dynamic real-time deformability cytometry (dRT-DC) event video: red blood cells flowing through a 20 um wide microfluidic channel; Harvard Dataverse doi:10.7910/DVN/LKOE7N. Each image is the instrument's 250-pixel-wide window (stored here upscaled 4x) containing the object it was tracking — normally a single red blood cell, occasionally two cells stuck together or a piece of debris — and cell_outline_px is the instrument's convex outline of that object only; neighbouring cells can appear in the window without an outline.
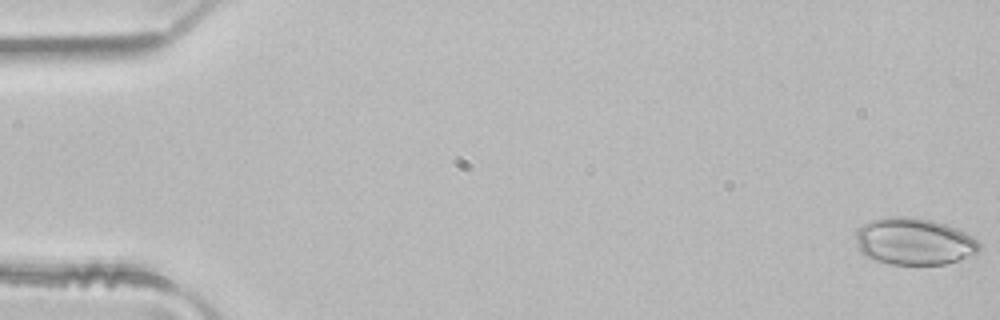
{"species": "common noctule bat (a hibernating species)", "species_latin": "Nyctalus noctula", "temperature_condition": "room temperature", "stored_images_in_passage": 23, "camera_frame_rate_fps": 3000, "um_per_image_px": 0.085, "animal": {"sex": "male", "body_mass_g": 21.5, "forearm_length_mm": 52.0}, "frame": {"image": 1, "passage_image": 1, "time_ms": 0.0, "image_size_px": [1000, 320], "cell_outline_px": [[980, 248], [976, 256], [944, 264], [892, 264], [876, 260], [864, 256], [860, 252], [856, 244], [856, 228], [872, 220], [888, 216], [908, 216], [932, 220], [956, 228], [972, 236], [980, 244]], "centroid_in_image_um": [77.7, 20.52], "position_along_channel_um": 7.3, "area_um2": 34.1}}
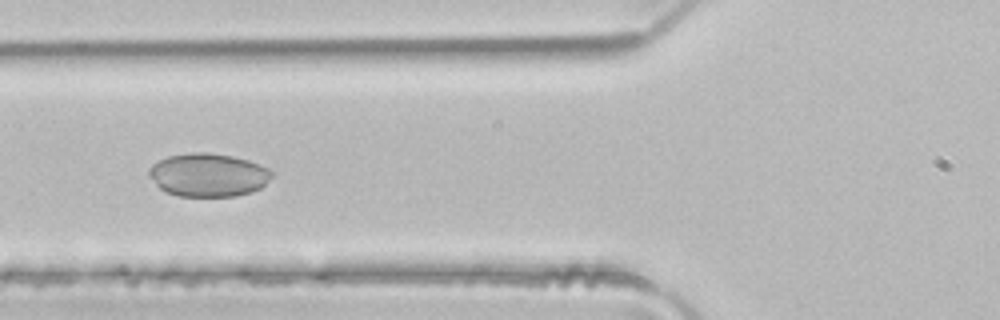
{"frame": {"image": 2, "passage_image": 19, "time_ms": 6.0, "image_size_px": [1000, 320], "cell_outline_px": [[272, 176], [260, 188], [252, 192], [236, 196], [176, 196], [164, 192], [148, 176], [148, 168], [152, 164], [168, 156], [192, 152], [208, 152], [232, 156], [248, 160], [260, 164], [268, 168], [272, 172]], "centroid_in_image_um": [17.67, 14.87], "position_along_channel_um": 108.1, "area_um2": 31.15}}
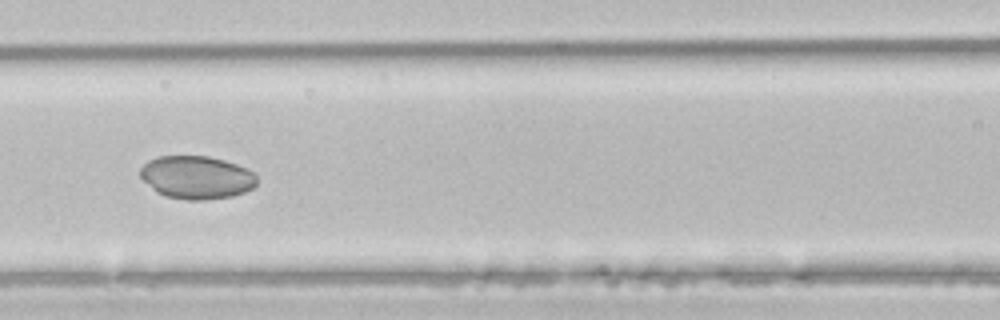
{"frame": {"image": 3, "passage_image": 22, "time_ms": 7.0, "image_size_px": [1000, 320], "cell_outline_px": [[256, 184], [252, 188], [244, 192], [232, 196], [208, 200], [188, 200], [164, 196], [156, 192], [140, 176], [140, 168], [148, 160], [160, 156], [208, 156], [224, 160], [248, 168], [256, 176]], "centroid_in_image_um": [16.71, 15.08], "position_along_channel_um": 149.9, "area_um2": 29.3}}